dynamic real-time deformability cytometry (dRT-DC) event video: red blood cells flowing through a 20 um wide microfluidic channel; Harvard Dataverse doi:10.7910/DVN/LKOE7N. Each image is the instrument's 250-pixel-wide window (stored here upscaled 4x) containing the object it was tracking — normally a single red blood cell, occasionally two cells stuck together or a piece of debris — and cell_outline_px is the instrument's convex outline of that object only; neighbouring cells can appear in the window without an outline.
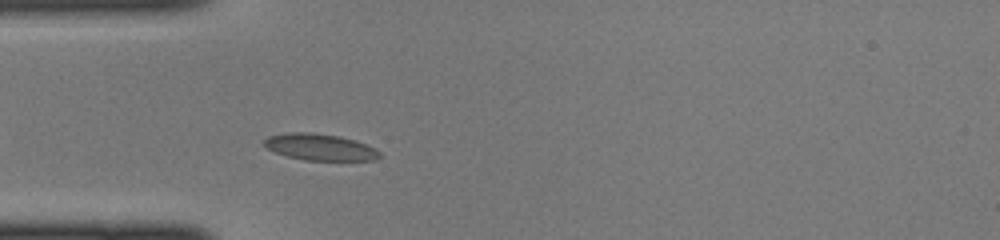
{"species": "common noctule bat (a hibernating species)", "species_latin": "Nyctalus noctula", "temperature_condition": "cold", "stored_images_in_passage": 32, "camera_frame_rate_fps": 3000, "um_per_image_px": 0.085, "animal": {"sex": "female", "body_mass_g": 22.0, "forearm_length_mm": 56.7}, "frame": {"image": 1, "passage_image": 4, "time_ms": 1.0, "image_size_px": [1000, 240], "cell_outline_px": [[380, 156], [376, 160], [304, 160], [288, 156], [276, 152], [268, 148], [264, 144], [264, 140], [268, 136], [288, 132], [312, 132], [336, 136], [356, 140], [380, 152]], "centroid_in_image_um": [27.18, 12.5], "position_along_channel_um": 57.8, "area_um2": 17.57}}
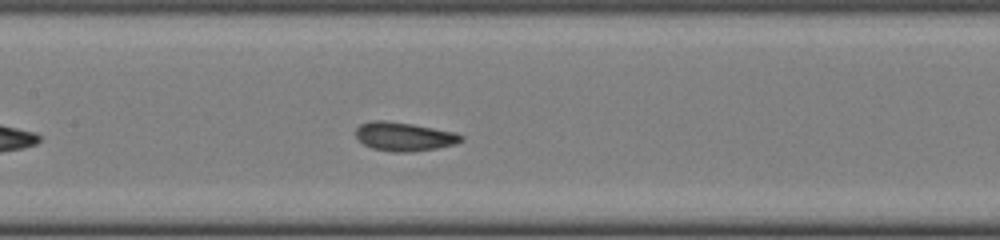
{"frame": {"image": 2, "passage_image": 12, "time_ms": 3.667, "image_size_px": [1000, 240], "cell_outline_px": [[464, 140], [456, 144], [436, 148], [412, 152], [392, 152], [372, 148], [364, 144], [356, 136], [356, 128], [360, 124], [372, 120], [384, 120], [412, 124], [456, 132], [464, 136]], "centroid_in_image_um": [34.37, 11.61], "position_along_channel_um": 173.0, "area_um2": 17.74}}
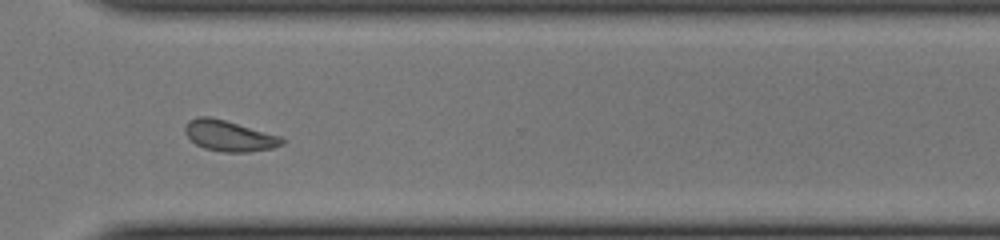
{"frame": {"image": 3, "passage_image": 24, "time_ms": 7.667, "image_size_px": [1000, 240], "cell_outline_px": [[284, 144], [272, 148], [248, 152], [224, 152], [204, 148], [196, 144], [184, 132], [184, 124], [188, 120], [200, 116], [208, 116], [224, 120], [280, 136], [284, 140]], "centroid_in_image_um": [19.45, 11.54], "position_along_channel_um": 351.2, "area_um2": 17.22}}